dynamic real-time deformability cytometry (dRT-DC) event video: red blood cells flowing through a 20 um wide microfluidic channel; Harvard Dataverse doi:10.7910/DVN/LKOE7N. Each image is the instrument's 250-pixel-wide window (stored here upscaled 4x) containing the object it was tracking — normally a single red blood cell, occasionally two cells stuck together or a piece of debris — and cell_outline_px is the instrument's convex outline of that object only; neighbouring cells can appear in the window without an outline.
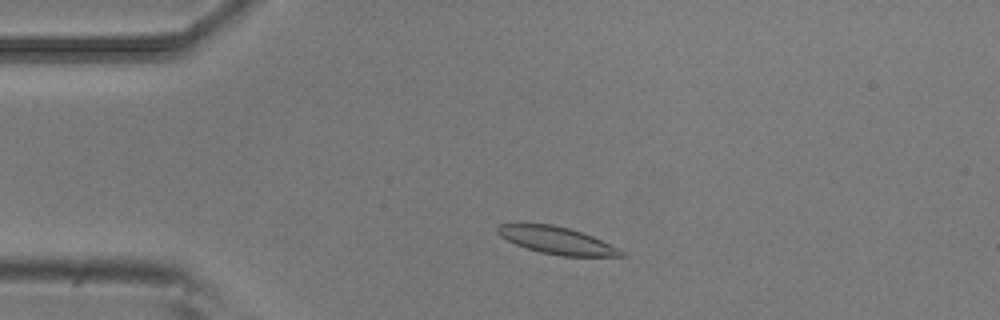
{"species": "common noctule bat (a hibernating species)", "species_latin": "Nyctalus noctula", "temperature_condition": "room temperature", "stored_images_in_passage": 48, "camera_frame_rate_fps": 3000, "um_per_image_px": 0.085, "animal": {"sex": "male", "body_mass_g": 20.5, "forearm_length_mm": 52.5}, "frame": {"image": 1, "passage_image": 7, "time_ms": 2.0, "image_size_px": [1000, 320], "cell_outline_px": [[628, 256], [560, 256], [540, 252], [516, 244], [500, 236], [496, 232], [496, 228], [500, 224], [552, 224], [568, 228], [592, 236], [620, 248]], "centroid_in_image_um": [47.36, 20.44], "position_along_channel_um": 37.6, "area_um2": 19.42}}
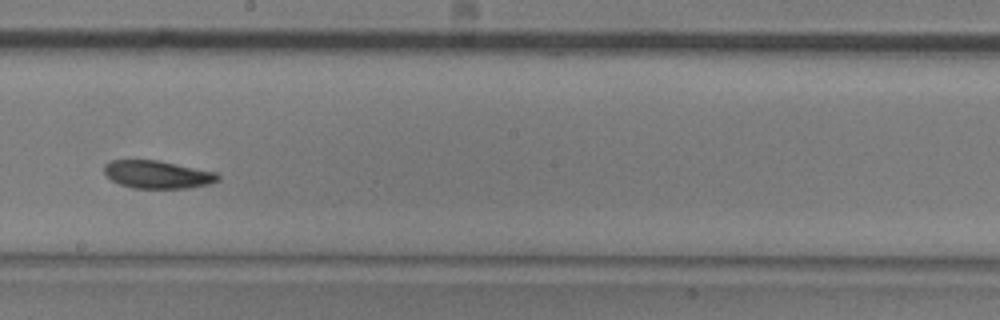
{"frame": {"image": 2, "passage_image": 25, "time_ms": 8.0, "image_size_px": [1000, 320], "cell_outline_px": [[220, 180], [208, 184], [188, 188], [132, 188], [120, 184], [112, 180], [104, 172], [104, 164], [112, 160], [156, 160], [216, 172], [220, 176]], "centroid_in_image_um": [13.38, 14.83], "position_along_channel_um": 234.8, "area_um2": 18.32}}
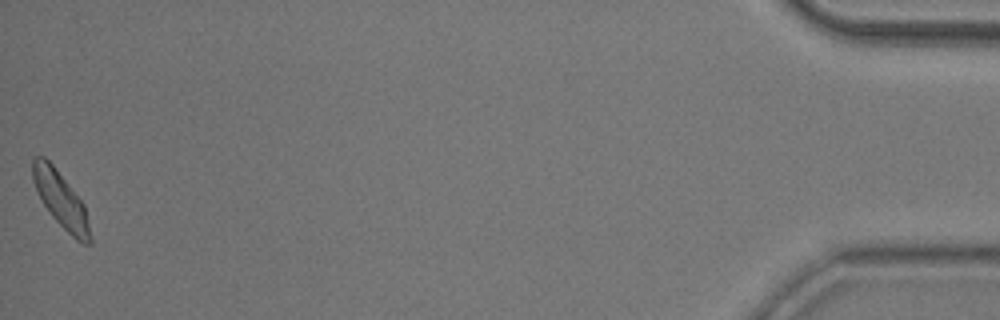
{"frame": {"image": 3, "passage_image": 48, "time_ms": 15.667, "image_size_px": [1000, 320], "cell_outline_px": [[92, 244], [84, 244], [76, 240], [52, 216], [44, 204], [32, 180], [32, 156], [44, 156], [52, 164], [84, 204], [92, 240]], "centroid_in_image_um": [5.17, 16.98], "position_along_channel_um": 430.0, "area_um2": 18.26}, "authors_computed_cell_mechanics": {"area_um2": 18.785, "velocity_mm_per_s": 3.8153, "shape_relaxation_time_tau1_ms": 5.0354, "shape_relaxation_time_tau2_ms": 6.2701, "deformation_change_tau1": 0.1357, "deformation_change_tau2": 0.1117}}